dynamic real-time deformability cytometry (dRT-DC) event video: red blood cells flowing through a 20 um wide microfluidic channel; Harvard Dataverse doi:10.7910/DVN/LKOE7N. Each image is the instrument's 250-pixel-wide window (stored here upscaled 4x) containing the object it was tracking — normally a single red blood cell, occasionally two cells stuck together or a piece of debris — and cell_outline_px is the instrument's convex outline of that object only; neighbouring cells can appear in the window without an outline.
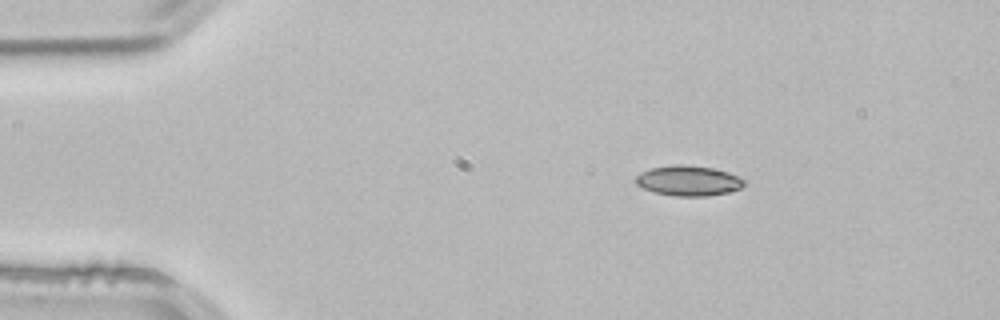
{"species": "common noctule bat (a hibernating species)", "species_latin": "Nyctalus noctula", "temperature_condition": "room temperature", "stored_images_in_passage": 2, "camera_frame_rate_fps": 3000, "um_per_image_px": 0.085, "animal": {"sex": "male", "body_mass_g": 21.5, "forearm_length_mm": 52.0}, "frame": {"image": 1, "passage_image": 1, "time_ms": 0.0, "image_size_px": [1000, 320], "cell_outline_px": [[744, 184], [740, 188], [732, 192], [708, 196], [676, 196], [652, 192], [636, 184], [636, 176], [640, 172], [652, 168], [672, 164], [684, 164], [716, 168], [728, 172], [744, 180]], "centroid_in_image_um": [58.52, 15.36], "position_along_channel_um": 26.5, "area_um2": 19.25}}